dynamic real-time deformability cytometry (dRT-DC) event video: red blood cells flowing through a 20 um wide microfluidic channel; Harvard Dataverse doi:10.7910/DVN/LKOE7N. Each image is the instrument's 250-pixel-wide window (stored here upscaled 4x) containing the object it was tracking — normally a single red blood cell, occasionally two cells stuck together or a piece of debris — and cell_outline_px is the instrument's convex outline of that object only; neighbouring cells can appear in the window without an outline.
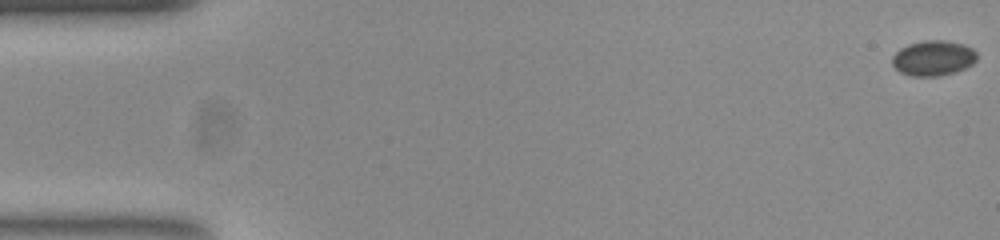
{"species": "common noctule bat (a hibernating species)", "species_latin": "Nyctalus noctula", "temperature_condition": "room temperature", "stored_images_in_passage": 56, "camera_frame_rate_fps": 3000, "um_per_image_px": 0.085, "animal": {"sex": "female", "body_mass_g": 23.0, "forearm_length_mm": 53.4}, "frame": {"image": 1, "passage_image": 1, "time_ms": 0.0, "image_size_px": [1000, 240], "cell_outline_px": [[976, 60], [972, 64], [964, 68], [952, 72], [936, 76], [912, 76], [900, 72], [892, 64], [892, 56], [900, 48], [908, 44], [924, 40], [944, 40], [964, 44], [972, 48], [976, 52]], "centroid_in_image_um": [79.31, 4.92], "position_along_channel_um": 5.7, "area_um2": 17.28}}
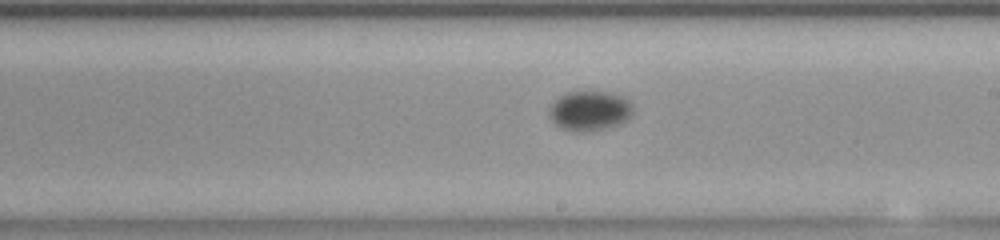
{"frame": {"image": 2, "passage_image": 32, "time_ms": 10.333, "image_size_px": [1000, 240], "cell_outline_px": [[632, 112], [624, 120], [616, 124], [600, 128], [576, 132], [564, 128], [556, 124], [552, 120], [548, 112], [548, 108], [564, 92], [612, 92], [624, 96], [632, 104]], "centroid_in_image_um": [50.09, 9.37], "position_along_channel_um": 238.9, "area_um2": 18.9}}
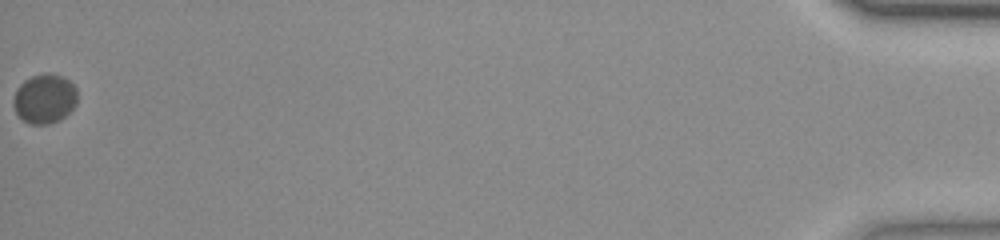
{"frame": {"image": 3, "passage_image": 56, "time_ms": 18.333, "image_size_px": [1000, 240], "cell_outline_px": [[76, 104], [64, 116], [48, 124], [32, 124], [24, 120], [16, 112], [12, 104], [12, 100], [16, 88], [24, 80], [32, 76], [44, 72], [48, 72], [60, 76], [68, 80], [76, 88]], "centroid_in_image_um": [3.75, 8.36], "position_along_channel_um": 431.4, "area_um2": 18.26}, "authors_computed_cell_mechanics": {"area_um2": 18.1492, "velocity_mm_per_s": 3.7357, "shape_relaxation_time_tau1_ms": 1.4526, "shape_relaxation_time_tau2_ms": null, "deformation_change_tau1": 0.0453, "deformation_change_tau2": null}}